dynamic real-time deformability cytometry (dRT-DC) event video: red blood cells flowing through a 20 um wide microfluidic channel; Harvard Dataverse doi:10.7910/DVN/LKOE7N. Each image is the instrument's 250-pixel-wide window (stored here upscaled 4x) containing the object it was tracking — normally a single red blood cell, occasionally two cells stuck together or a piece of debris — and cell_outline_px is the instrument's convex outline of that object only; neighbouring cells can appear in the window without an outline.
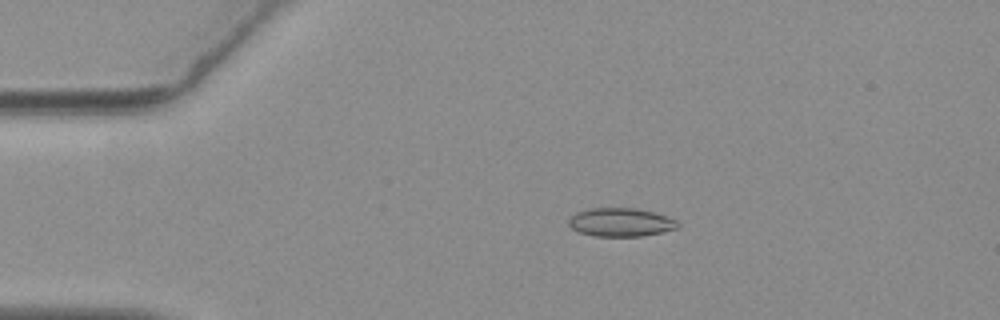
{"species": "common noctule bat (a hibernating species)", "species_latin": "Nyctalus noctula", "temperature_condition": "warm", "stored_images_in_passage": 17, "camera_frame_rate_fps": 3000, "um_per_image_px": 0.085, "animal": {"sex": "female", "body_mass_g": 19.3, "forearm_length_mm": 54.1}, "frame": {"image": 1, "passage_image": 12, "time_ms": 3.667, "image_size_px": [1000, 320], "cell_outline_px": [[680, 224], [676, 228], [660, 232], [640, 236], [596, 236], [580, 232], [572, 228], [568, 224], [568, 220], [576, 212], [588, 208], [636, 208], [652, 212], [676, 220]], "centroid_in_image_um": [52.72, 18.88], "position_along_channel_um": 32.3, "area_um2": 17.86}}